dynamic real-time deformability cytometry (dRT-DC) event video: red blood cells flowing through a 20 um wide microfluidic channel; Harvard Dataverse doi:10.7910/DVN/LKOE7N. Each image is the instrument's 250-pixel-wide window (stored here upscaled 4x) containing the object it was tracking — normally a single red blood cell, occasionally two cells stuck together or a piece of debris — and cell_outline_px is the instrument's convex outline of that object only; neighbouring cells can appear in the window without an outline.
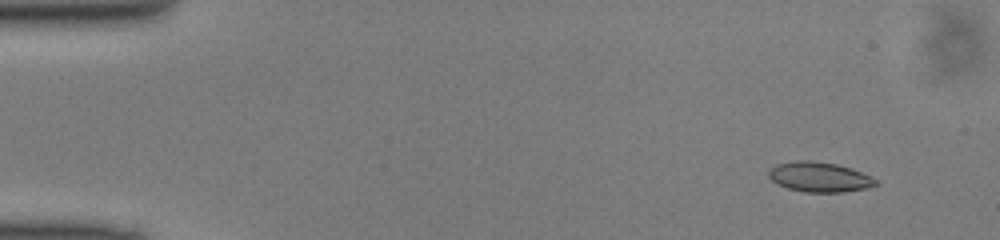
{"species": "common noctule bat (a hibernating species)", "species_latin": "Nyctalus noctula", "temperature_condition": "cold", "stored_images_in_passage": 49, "camera_frame_rate_fps": 3000, "um_per_image_px": 0.085, "animal": {"sex": "male", "body_mass_g": 13.0, "forearm_length_mm": 53.1}, "frame": {"image": 1, "passage_image": 4, "time_ms": 1.0, "image_size_px": [1000, 240], "cell_outline_px": [[880, 184], [868, 188], [844, 192], [804, 192], [788, 188], [772, 180], [768, 176], [768, 172], [776, 164], [792, 160], [812, 160], [836, 164], [872, 176]], "centroid_in_image_um": [69.66, 15.04], "position_along_channel_um": 15.3, "area_um2": 18.67}}
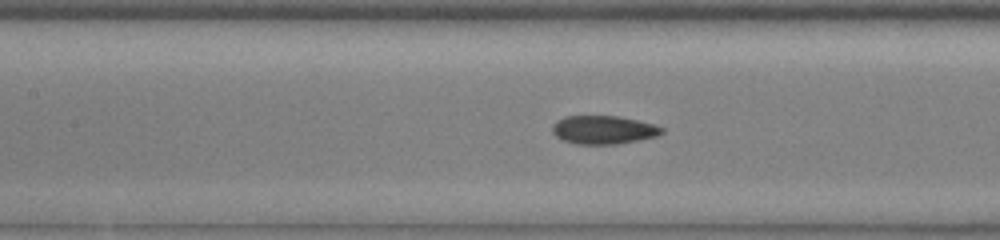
{"frame": {"image": 2, "passage_image": 22, "time_ms": 7.0, "image_size_px": [1000, 240], "cell_outline_px": [[664, 132], [656, 136], [616, 144], [576, 144], [564, 140], [556, 136], [552, 132], [552, 124], [556, 120], [564, 116], [616, 116], [636, 120], [652, 124], [664, 128]], "centroid_in_image_um": [51.25, 11.03], "position_along_channel_um": 156.2, "area_um2": 17.98}}
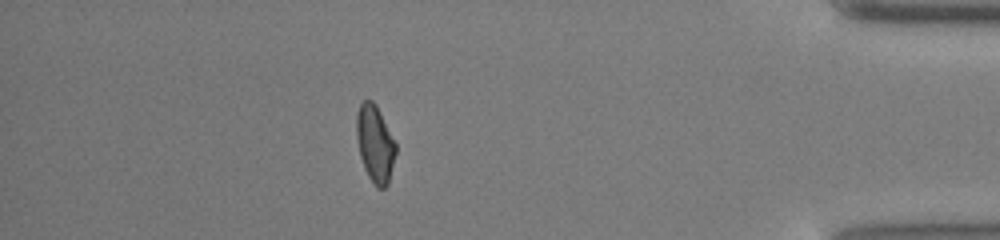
{"frame": {"image": 3, "passage_image": 43, "time_ms": 14.0, "image_size_px": [1000, 240], "cell_outline_px": [[396, 152], [388, 184], [384, 188], [376, 188], [368, 176], [364, 168], [360, 156], [356, 136], [356, 112], [360, 104], [364, 100], [372, 100], [376, 104], [396, 144]], "centroid_in_image_um": [31.86, 12.22], "position_along_channel_um": 403.3, "area_um2": 17.63}}